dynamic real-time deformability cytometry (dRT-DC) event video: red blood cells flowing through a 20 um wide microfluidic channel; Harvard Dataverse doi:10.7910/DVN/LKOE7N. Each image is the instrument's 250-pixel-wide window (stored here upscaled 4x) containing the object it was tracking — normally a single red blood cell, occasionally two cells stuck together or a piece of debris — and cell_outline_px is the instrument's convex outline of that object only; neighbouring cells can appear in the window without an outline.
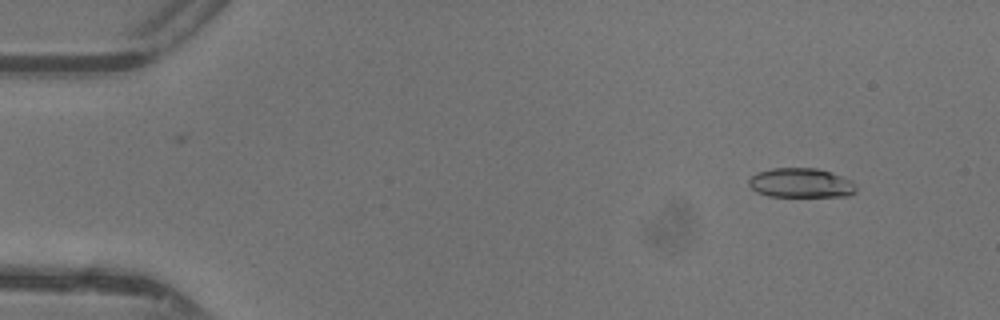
{"species": "common noctule bat (a hibernating species)", "species_latin": "Nyctalus noctula", "temperature_condition": "warm", "stored_images_in_passage": 47, "camera_frame_rate_fps": 3000, "um_per_image_px": 0.085, "animal": {"sex": "female"}, "frame": {"image": 1, "passage_image": 5, "time_ms": 1.333, "image_size_px": [1000, 320], "cell_outline_px": [[856, 192], [848, 196], [768, 196], [756, 192], [748, 184], [748, 180], [756, 172], [772, 168], [816, 168], [852, 180], [856, 184]], "centroid_in_image_um": [68.07, 15.55], "position_along_channel_um": 16.9, "area_um2": 18.44}}
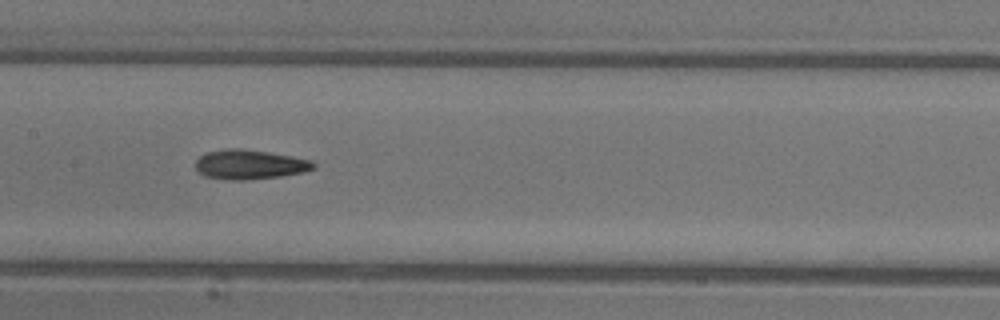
{"frame": {"image": 2, "passage_image": 24, "time_ms": 7.667, "image_size_px": [1000, 320], "cell_outline_px": [[316, 168], [304, 172], [280, 176], [244, 180], [232, 180], [204, 176], [196, 168], [196, 160], [200, 156], [208, 152], [228, 148], [240, 148], [268, 152], [292, 156], [312, 160], [316, 164]], "centroid_in_image_um": [21.25, 13.98], "position_along_channel_um": 186.1, "area_um2": 20.23}}
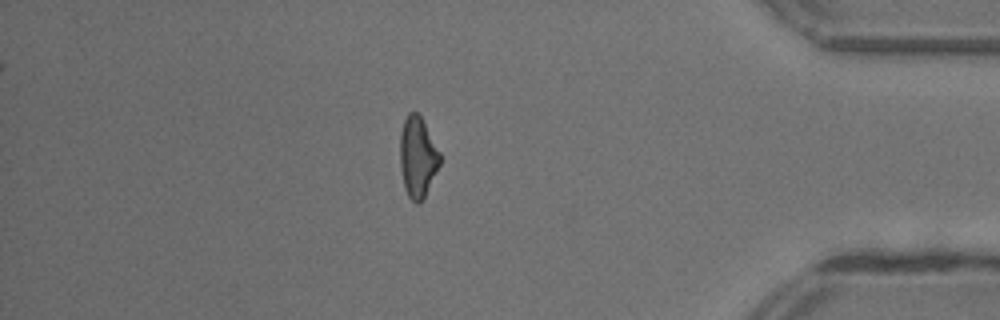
{"frame": {"image": 3, "passage_image": 41, "time_ms": 13.333, "image_size_px": [1000, 320], "cell_outline_px": [[440, 164], [424, 196], [416, 204], [408, 196], [404, 188], [400, 164], [400, 132], [404, 120], [408, 112], [416, 112], [420, 116], [440, 152]], "centroid_in_image_um": [35.48, 13.33], "position_along_channel_um": 399.7, "area_um2": 18.44}, "authors_computed_cell_mechanics": {"area_um2": 19.3052, "velocity_mm_per_s": 4.4146, "shape_relaxation_time_tau1_ms": 7.4893, "shape_relaxation_time_tau2_ms": 3.2273, "deformation_change_tau1": 0.2273, "deformation_change_tau2": 0.1341}}